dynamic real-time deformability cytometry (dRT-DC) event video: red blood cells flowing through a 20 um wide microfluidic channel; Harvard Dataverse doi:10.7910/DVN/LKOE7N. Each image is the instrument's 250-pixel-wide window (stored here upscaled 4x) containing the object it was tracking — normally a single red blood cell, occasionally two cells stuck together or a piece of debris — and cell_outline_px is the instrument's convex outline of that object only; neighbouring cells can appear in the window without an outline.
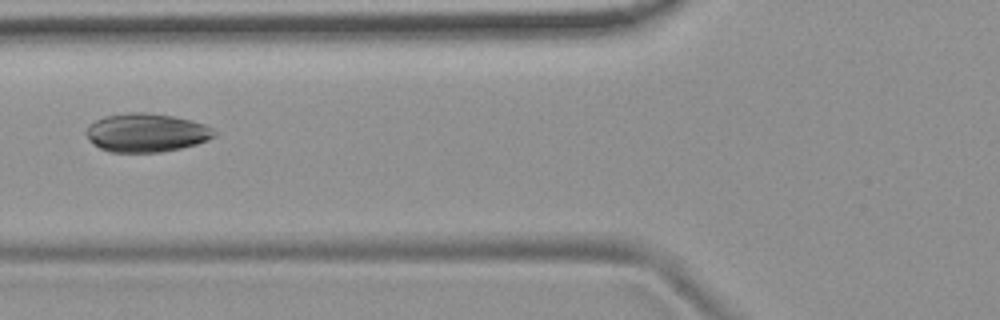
{"species": "common noctule bat (a hibernating species)", "species_latin": "Nyctalus noctula", "temperature_condition": "room temperature", "stored_images_in_passage": 6, "camera_frame_rate_fps": 3000, "um_per_image_px": 0.085, "animal": {"sex": "female", "body_mass_g": 19.9}, "frame": {"image": 1, "passage_image": 6, "time_ms": 6.667, "image_size_px": [1000, 320], "cell_outline_px": [[216, 136], [208, 140], [196, 144], [180, 148], [160, 152], [108, 152], [92, 144], [88, 140], [84, 132], [88, 124], [104, 116], [128, 112], [144, 112], [172, 116], [192, 120], [204, 124], [212, 128], [216, 132]], "centroid_in_image_um": [12.4, 11.28], "position_along_channel_um": 113.4, "area_um2": 29.07}}